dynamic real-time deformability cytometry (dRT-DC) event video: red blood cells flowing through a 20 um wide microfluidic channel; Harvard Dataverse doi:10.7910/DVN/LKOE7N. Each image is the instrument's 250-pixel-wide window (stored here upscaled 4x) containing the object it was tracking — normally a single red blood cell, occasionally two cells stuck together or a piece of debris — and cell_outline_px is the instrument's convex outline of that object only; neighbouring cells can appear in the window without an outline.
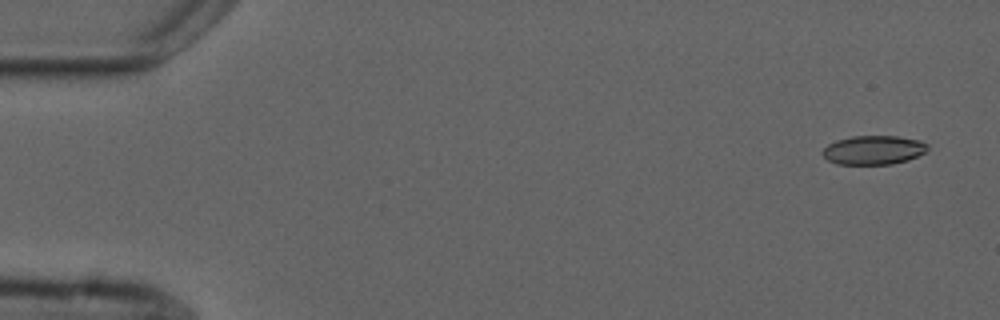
{"species": "common noctule bat (a hibernating species)", "species_latin": "Nyctalus noctula", "temperature_condition": "cold", "stored_images_in_passage": 4, "camera_frame_rate_fps": 3000, "um_per_image_px": 0.085, "animal": {"sex": "male", "forearm_length_mm": 52.5}, "frame": {"image": 1, "passage_image": 1, "time_ms": 0.0, "image_size_px": [1000, 320], "cell_outline_px": [[928, 148], [924, 152], [908, 160], [892, 164], [836, 164], [828, 160], [820, 152], [828, 144], [836, 140], [852, 136], [896, 136], [920, 140], [928, 144]], "centroid_in_image_um": [74.23, 12.75], "position_along_channel_um": 10.8, "area_um2": 17.74}}
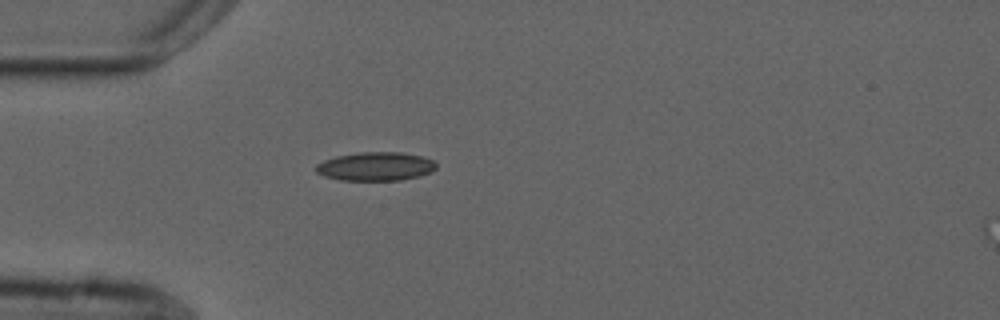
{"frame": {"image": 2, "passage_image": 4, "time_ms": 4.333, "image_size_px": [1000, 320], "cell_outline_px": [[436, 168], [432, 172], [420, 176], [400, 180], [340, 180], [324, 176], [316, 172], [316, 164], [324, 160], [336, 156], [360, 152], [400, 152], [420, 156], [432, 160], [436, 164]], "centroid_in_image_um": [31.92, 14.15], "position_along_channel_um": 53.1, "area_um2": 20.06}}